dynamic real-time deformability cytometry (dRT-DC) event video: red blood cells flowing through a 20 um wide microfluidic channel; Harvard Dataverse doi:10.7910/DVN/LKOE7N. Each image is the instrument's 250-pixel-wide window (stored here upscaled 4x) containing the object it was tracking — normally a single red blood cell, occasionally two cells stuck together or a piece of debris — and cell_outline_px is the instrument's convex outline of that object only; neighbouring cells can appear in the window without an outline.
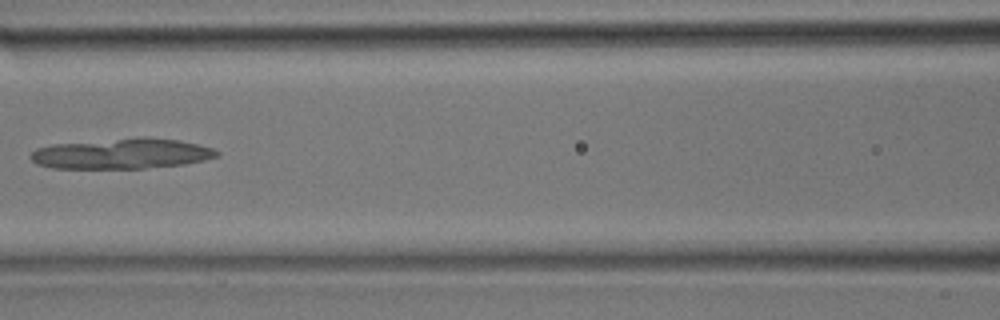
{"species": "common noctule bat (a hibernating species)", "species_latin": "Nyctalus noctula", "temperature_condition": "room temperature", "stored_images_in_passage": 23, "camera_frame_rate_fps": 3000, "um_per_image_px": 0.085, "animal": {"sex": "male", "body_mass_g": 17.9}, "frame": {"image": 1, "passage_image": 5, "time_ms": 1.333, "image_size_px": [1000, 320], "cell_outline_px": [[220, 156], [204, 160], [184, 164], [144, 168], [52, 168], [36, 164], [28, 156], [36, 148], [52, 144], [136, 136], [144, 136], [176, 140], [196, 144], [212, 148], [220, 152]], "centroid_in_image_um": [10.32, 13.05], "position_along_channel_um": 156.3, "area_um2": 33.29}}
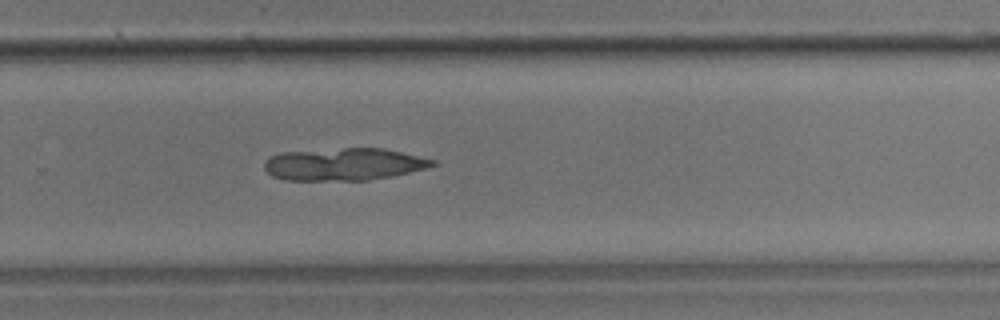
{"frame": {"image": 2, "passage_image": 12, "time_ms": 3.667, "image_size_px": [1000, 320], "cell_outline_px": [[436, 164], [424, 168], [392, 176], [368, 180], [284, 180], [272, 176], [264, 168], [264, 160], [268, 156], [280, 152], [344, 148], [384, 148], [436, 160]], "centroid_in_image_um": [29.17, 13.95], "position_along_channel_um": 300.6, "area_um2": 31.73}}
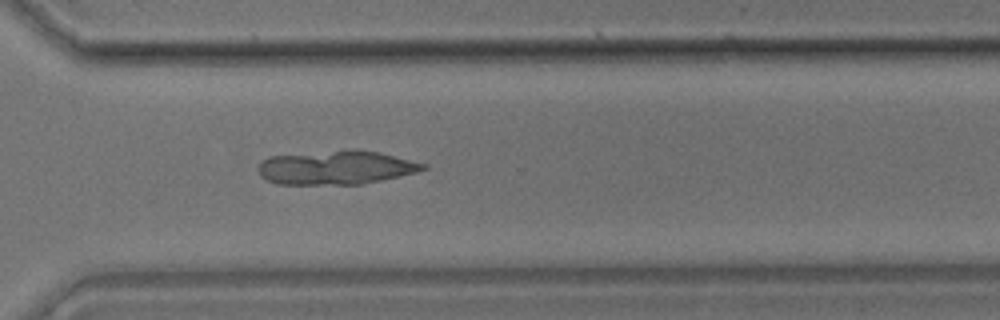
{"frame": {"image": 3, "passage_image": 14, "time_ms": 4.333, "image_size_px": [1000, 320], "cell_outline_px": [[428, 168], [416, 172], [400, 176], [360, 184], [276, 184], [260, 176], [256, 168], [268, 156], [336, 152], [380, 152], [428, 164]], "centroid_in_image_um": [28.57, 14.28], "position_along_channel_um": 342.0, "area_um2": 31.5}}